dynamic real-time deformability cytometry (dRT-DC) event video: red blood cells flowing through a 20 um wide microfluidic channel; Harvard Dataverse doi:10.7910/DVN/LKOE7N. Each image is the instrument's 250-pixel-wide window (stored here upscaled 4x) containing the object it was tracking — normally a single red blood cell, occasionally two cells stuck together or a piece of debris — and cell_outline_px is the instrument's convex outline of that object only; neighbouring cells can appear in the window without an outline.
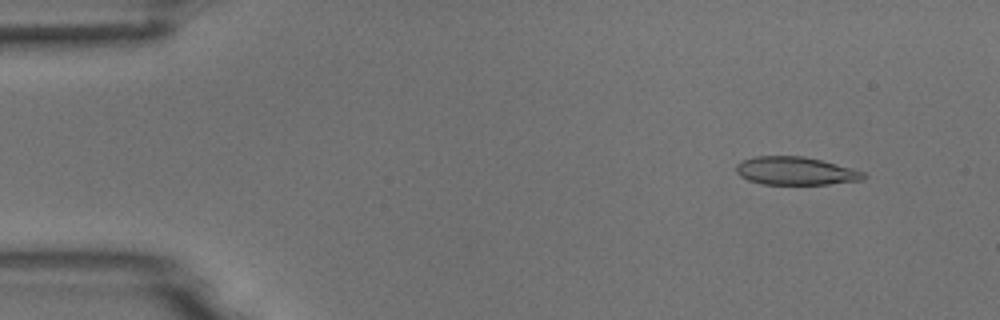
{"species": "common noctule bat (a hibernating species)", "species_latin": "Nyctalus noctula", "temperature_condition": "room temperature", "stored_images_in_passage": 6, "camera_frame_rate_fps": 3000, "um_per_image_px": 0.085, "animal": {"sex": "male", "body_mass_g": 18.8}, "frame": {"image": 1, "passage_image": 2, "time_ms": 1.333, "image_size_px": [1000, 320], "cell_outline_px": [[868, 176], [864, 180], [828, 184], [760, 184], [748, 180], [740, 176], [736, 172], [736, 164], [744, 160], [756, 156], [804, 156], [852, 168], [864, 172]], "centroid_in_image_um": [67.64, 14.53], "position_along_channel_um": 17.4, "area_um2": 20.87}}